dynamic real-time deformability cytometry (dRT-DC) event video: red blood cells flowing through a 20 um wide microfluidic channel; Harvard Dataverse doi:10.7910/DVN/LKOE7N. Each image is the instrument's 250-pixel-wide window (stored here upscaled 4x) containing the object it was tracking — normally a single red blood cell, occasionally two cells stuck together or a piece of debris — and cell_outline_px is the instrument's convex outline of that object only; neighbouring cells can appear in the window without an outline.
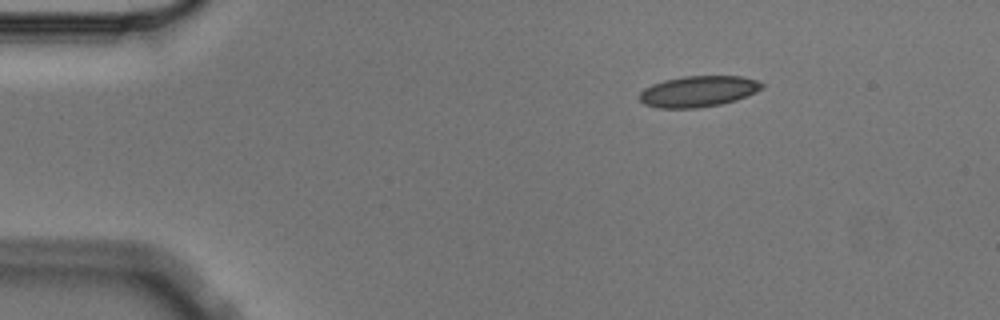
{"species": "Egyptian fruit bat (a non-hibernating species)", "species_latin": "Rousettus aegyptiacus", "temperature_condition": "cold", "stored_images_in_passage": 5, "camera_frame_rate_fps": 3000, "um_per_image_px": 0.085, "animal": {"sex": "male"}, "frame": {"image": 1, "passage_image": 5, "time_ms": 1.333, "image_size_px": [1000, 320], "cell_outline_px": [[764, 88], [756, 92], [736, 100], [720, 104], [696, 108], [656, 108], [644, 104], [640, 100], [640, 92], [644, 88], [652, 84], [664, 80], [684, 76], [740, 76], [756, 80], [764, 84]], "centroid_in_image_um": [59.35, 7.77], "position_along_channel_um": 25.7, "area_um2": 22.14}}